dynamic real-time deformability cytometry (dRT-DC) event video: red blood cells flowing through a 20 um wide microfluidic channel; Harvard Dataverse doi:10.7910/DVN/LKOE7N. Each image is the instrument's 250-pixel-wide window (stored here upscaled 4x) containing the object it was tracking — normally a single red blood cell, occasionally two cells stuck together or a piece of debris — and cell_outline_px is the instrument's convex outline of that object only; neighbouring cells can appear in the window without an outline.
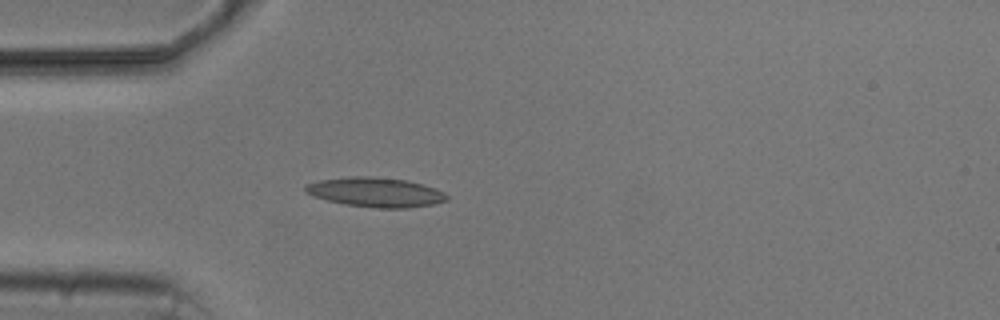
{"species": "common noctule bat (a hibernating species)", "species_latin": "Nyctalus noctula", "temperature_condition": "cold", "stored_images_in_passage": 5, "camera_frame_rate_fps": 3000, "um_per_image_px": 0.085, "animal": {"sex": "male", "body_mass_g": 20.5, "forearm_length_mm": 52.5}, "frame": {"image": 1, "passage_image": 5, "time_ms": 4.667, "image_size_px": [1000, 320], "cell_outline_px": [[448, 200], [432, 204], [408, 208], [376, 208], [344, 204], [312, 196], [304, 192], [304, 188], [308, 184], [320, 180], [352, 176], [372, 176], [408, 180], [424, 184], [436, 188], [444, 192], [448, 196]], "centroid_in_image_um": [31.95, 16.33], "position_along_channel_um": 53.1, "area_um2": 24.45}}